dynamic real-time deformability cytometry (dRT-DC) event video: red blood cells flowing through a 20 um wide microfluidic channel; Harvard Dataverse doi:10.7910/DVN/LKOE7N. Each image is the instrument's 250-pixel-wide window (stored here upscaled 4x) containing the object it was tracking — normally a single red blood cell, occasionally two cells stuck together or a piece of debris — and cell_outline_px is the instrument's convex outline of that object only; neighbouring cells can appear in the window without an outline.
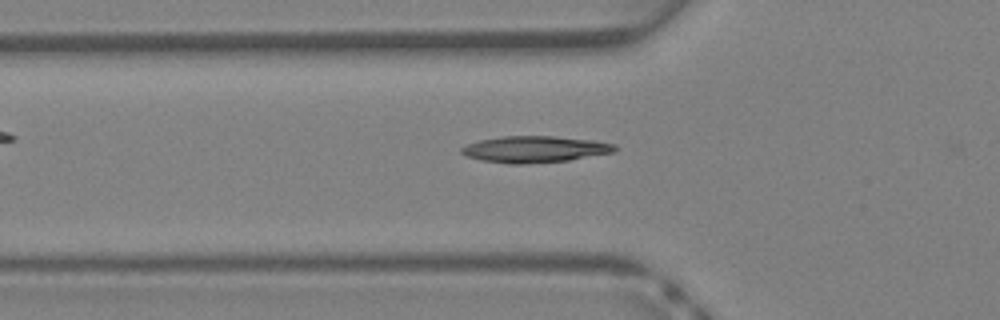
{"species": "Egyptian fruit bat (a non-hibernating species)", "species_latin": "Rousettus aegyptiacus", "temperature_condition": "warm", "stored_images_in_passage": 29, "camera_frame_rate_fps": 3000, "um_per_image_px": 0.085, "animal": {"sex": "female"}, "frame": {"image": 1, "passage_image": 4, "time_ms": 1.0, "image_size_px": [1000, 320], "cell_outline_px": [[616, 152], [568, 160], [520, 164], [508, 164], [480, 160], [468, 156], [460, 152], [460, 148], [468, 144], [480, 140], [504, 136], [552, 136], [596, 140], [616, 144]], "centroid_in_image_um": [45.49, 12.68], "position_along_channel_um": 80.3, "area_um2": 23.64}}
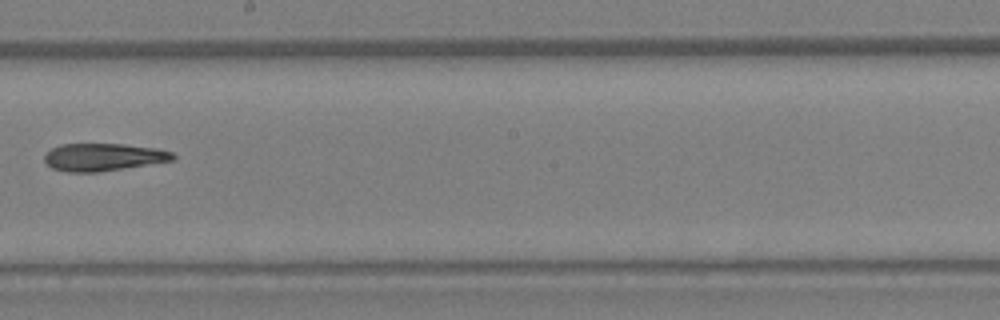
{"frame": {"image": 2, "passage_image": 13, "time_ms": 4.0, "image_size_px": [1000, 320], "cell_outline_px": [[176, 156], [172, 160], [96, 172], [68, 172], [52, 168], [44, 160], [44, 156], [52, 148], [60, 144], [124, 144], [156, 148], [172, 152]], "centroid_in_image_um": [8.75, 13.34], "position_along_channel_um": 239.4, "area_um2": 20.29}}
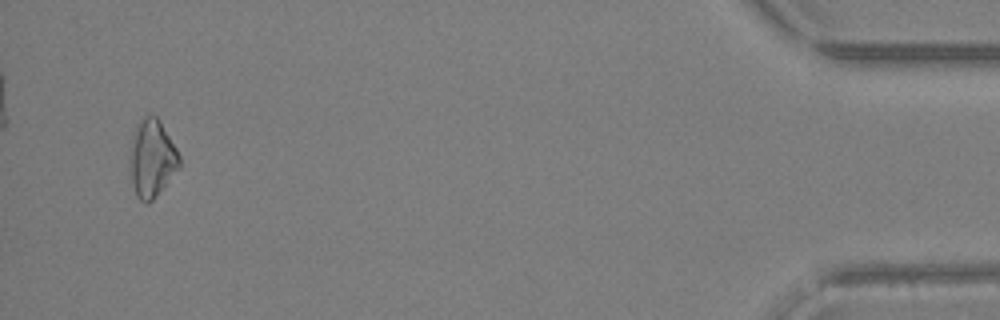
{"frame": {"image": 3, "passage_image": 28, "time_ms": 9.0, "image_size_px": [1000, 320], "cell_outline_px": [[180, 168], [152, 200], [148, 204], [140, 200], [136, 196], [128, 164], [128, 160], [132, 136], [140, 120], [144, 116], [156, 116], [160, 120], [176, 148], [180, 156]], "centroid_in_image_um": [12.9, 13.47], "position_along_channel_um": 422.3, "area_um2": 22.43}}